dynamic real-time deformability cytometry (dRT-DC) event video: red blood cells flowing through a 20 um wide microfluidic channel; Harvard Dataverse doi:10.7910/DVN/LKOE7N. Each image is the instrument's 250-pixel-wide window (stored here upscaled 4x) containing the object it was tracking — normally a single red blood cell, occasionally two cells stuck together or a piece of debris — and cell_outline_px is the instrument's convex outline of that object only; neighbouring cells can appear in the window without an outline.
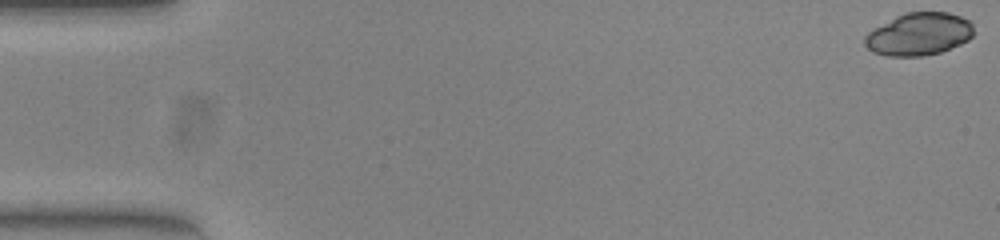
{"species": "common noctule bat (a hibernating species)", "species_latin": "Nyctalus noctula", "temperature_condition": "warm", "stored_images_in_passage": 53, "camera_frame_rate_fps": 3000, "um_per_image_px": 0.085, "animal": {"sex": "female", "body_mass_g": 23.0, "forearm_length_mm": 53.4}, "frame": {"image": 1, "passage_image": 1, "time_ms": 0.0, "image_size_px": [1000, 240], "cell_outline_px": [[976, 32], [968, 40], [960, 44], [940, 52], [924, 56], [888, 56], [872, 52], [864, 44], [864, 36], [872, 28], [896, 16], [908, 12], [948, 12], [960, 16], [968, 20], [972, 24]], "centroid_in_image_um": [78.1, 2.9], "position_along_channel_um": 6.9, "area_um2": 27.22}}